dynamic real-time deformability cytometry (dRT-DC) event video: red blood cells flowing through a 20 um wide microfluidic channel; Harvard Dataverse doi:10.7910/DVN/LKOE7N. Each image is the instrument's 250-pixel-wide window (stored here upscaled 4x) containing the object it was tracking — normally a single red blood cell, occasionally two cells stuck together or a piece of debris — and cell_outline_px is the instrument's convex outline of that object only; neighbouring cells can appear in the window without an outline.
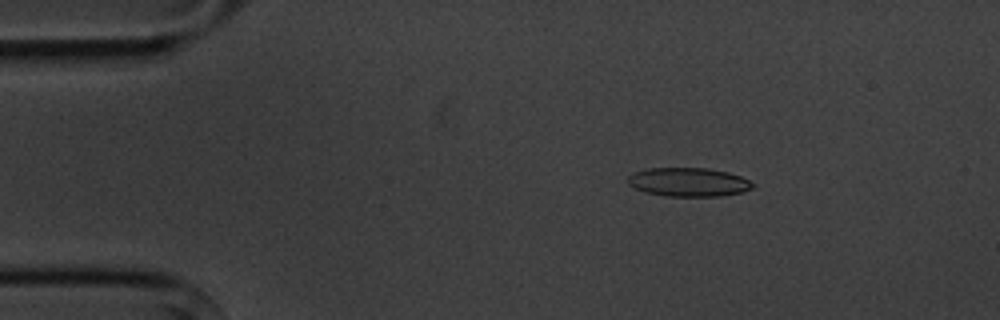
{"species": "common noctule bat (a hibernating species)", "species_latin": "Nyctalus noctula", "temperature_condition": "cold", "stored_images_in_passage": 4, "camera_frame_rate_fps": 3000, "um_per_image_px": 0.085, "animal": {"sex": "male", "body_mass_g": 20.1, "forearm_length_mm": 53.5}, "frame": {"image": 1, "passage_image": 2, "time_ms": 1.333, "image_size_px": [1000, 320], "cell_outline_px": [[756, 184], [752, 188], [740, 192], [720, 196], [664, 196], [644, 192], [628, 184], [628, 176], [636, 172], [648, 168], [708, 168], [728, 172], [740, 176]], "centroid_in_image_um": [58.52, 15.48], "position_along_channel_um": 26.5, "area_um2": 20.87}}
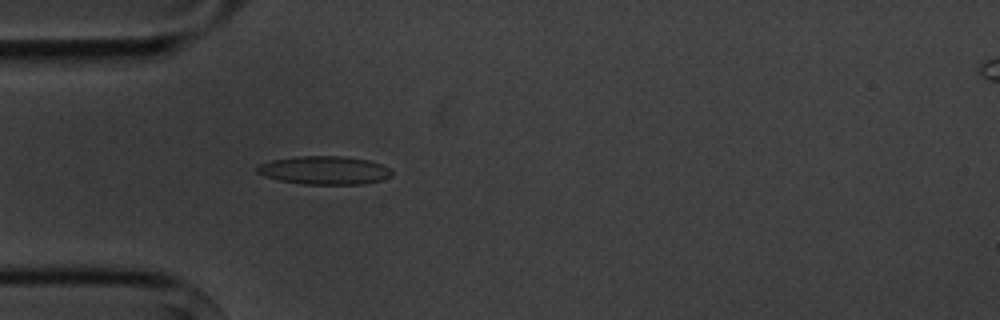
{"frame": {"image": 2, "passage_image": 4, "time_ms": 3.667, "image_size_px": [1000, 320], "cell_outline_px": [[392, 172], [384, 180], [360, 184], [304, 184], [280, 180], [256, 172], [256, 168], [260, 164], [272, 160], [296, 156], [344, 156], [368, 160], [380, 164], [388, 168]], "centroid_in_image_um": [27.58, 14.47], "position_along_channel_um": 57.4, "area_um2": 21.96}}